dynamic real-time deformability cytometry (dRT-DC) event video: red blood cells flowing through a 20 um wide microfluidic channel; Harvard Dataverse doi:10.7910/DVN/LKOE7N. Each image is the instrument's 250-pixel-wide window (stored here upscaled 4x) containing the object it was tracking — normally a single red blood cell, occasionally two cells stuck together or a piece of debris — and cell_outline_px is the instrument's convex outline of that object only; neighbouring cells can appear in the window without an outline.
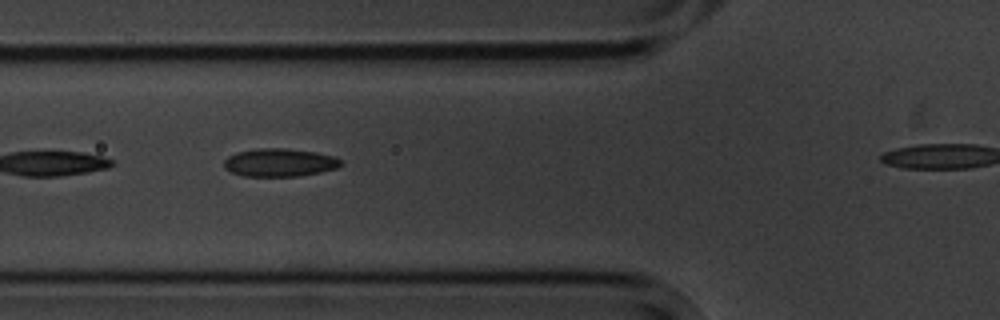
{"species": "common noctule bat (a hibernating species)", "species_latin": "Nyctalus noctula", "temperature_condition": "cold", "stored_images_in_passage": 7, "camera_frame_rate_fps": 3000, "um_per_image_px": 0.085, "animal": {"sex": "male", "body_mass_g": 20.1, "forearm_length_mm": 53.5}, "frame": {"image": 1, "passage_image": 3, "time_ms": 2.333, "image_size_px": [1000, 320], "cell_outline_px": [[340, 164], [336, 168], [320, 172], [296, 176], [244, 176], [232, 172], [224, 168], [224, 160], [228, 156], [236, 152], [260, 148], [288, 148], [316, 152], [332, 156], [340, 160]], "centroid_in_image_um": [23.72, 13.81], "position_along_channel_um": 102.1, "area_um2": 18.96}}
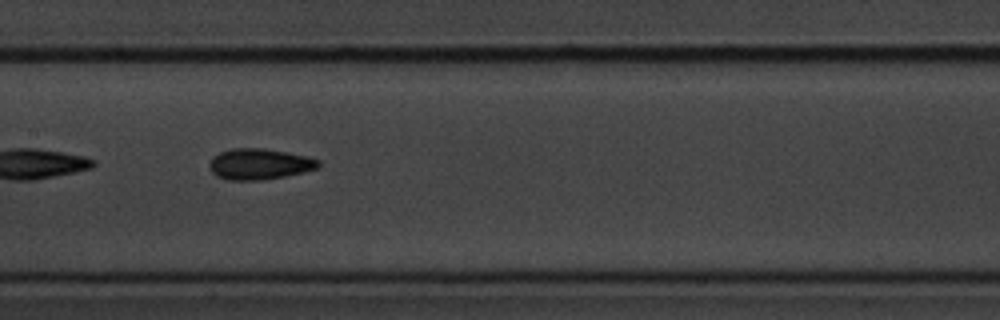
{"frame": {"image": 2, "passage_image": 5, "time_ms": 4.667, "image_size_px": [1000, 320], "cell_outline_px": [[320, 164], [316, 168], [304, 172], [284, 176], [260, 180], [228, 180], [216, 176], [212, 172], [208, 164], [212, 156], [220, 152], [232, 148], [264, 148], [288, 152], [308, 156], [320, 160]], "centroid_in_image_um": [22.03, 13.93], "position_along_channel_um": 185.4, "area_um2": 19.77}}
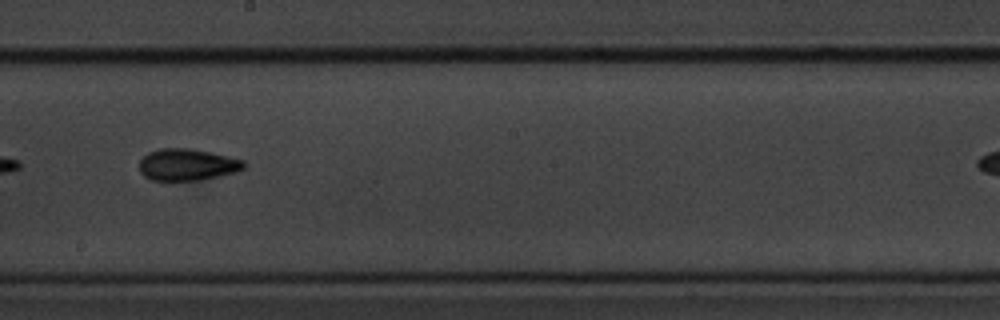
{"frame": {"image": 3, "passage_image": 6, "time_ms": 6.0, "image_size_px": [1000, 320], "cell_outline_px": [[248, 164], [244, 168], [236, 172], [220, 176], [200, 180], [152, 180], [144, 176], [140, 172], [140, 160], [148, 152], [160, 148], [188, 148], [228, 156], [244, 160]], "centroid_in_image_um": [15.93, 14.0], "position_along_channel_um": 232.3, "area_um2": 19.36}}